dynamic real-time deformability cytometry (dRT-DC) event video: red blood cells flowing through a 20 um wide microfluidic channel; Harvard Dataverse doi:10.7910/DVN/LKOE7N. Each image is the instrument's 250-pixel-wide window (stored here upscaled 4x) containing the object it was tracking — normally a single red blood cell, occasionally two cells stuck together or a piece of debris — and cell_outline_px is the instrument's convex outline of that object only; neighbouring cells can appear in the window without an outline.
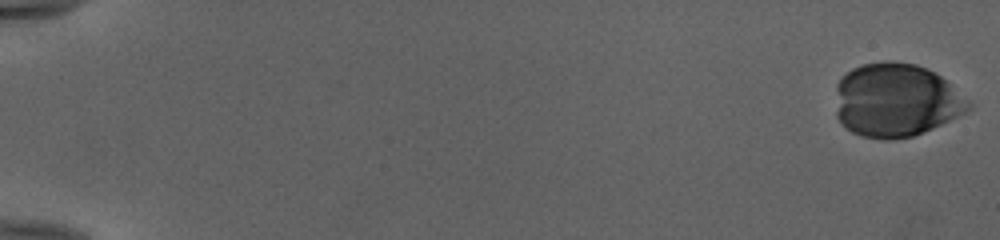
{"species": "human", "species_latin": "Homo sapiens", "temperature_condition": "cold", "stored_images_in_passage": 47, "camera_frame_rate_fps": 3000, "um_per_image_px": 0.085, "donor": {"sex": "female"}, "frame": {"image": 1, "passage_image": 1, "time_ms": 0.0, "image_size_px": [1000, 240], "cell_outline_px": [[972, 108], [924, 132], [912, 136], [888, 140], [884, 140], [860, 136], [852, 132], [836, 116], [836, 84], [852, 68], [864, 64], [884, 60], [888, 60], [916, 64], [928, 68], [936, 72], [968, 100], [972, 104]], "centroid_in_image_um": [76.14, 8.51], "position_along_channel_um": 8.9, "area_um2": 56.88}}
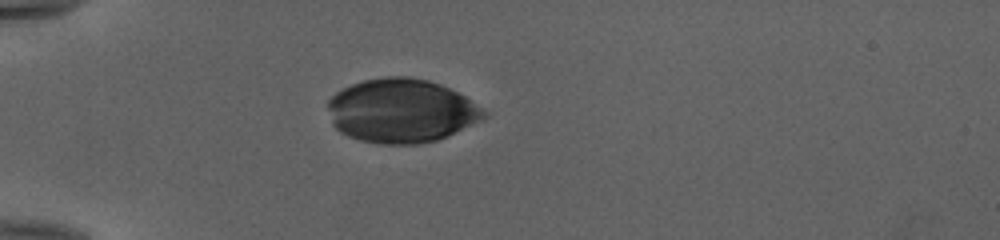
{"frame": {"image": 2, "passage_image": 17, "time_ms": 5.333, "image_size_px": [1000, 240], "cell_outline_px": [[488, 116], [448, 136], [436, 140], [416, 144], [380, 144], [360, 140], [348, 136], [340, 132], [332, 124], [328, 108], [328, 100], [336, 92], [352, 84], [364, 80], [388, 76], [408, 76], [428, 80], [440, 84], [464, 96], [488, 112]], "centroid_in_image_um": [34.1, 9.42], "position_along_channel_um": 50.9, "area_um2": 57.97}}
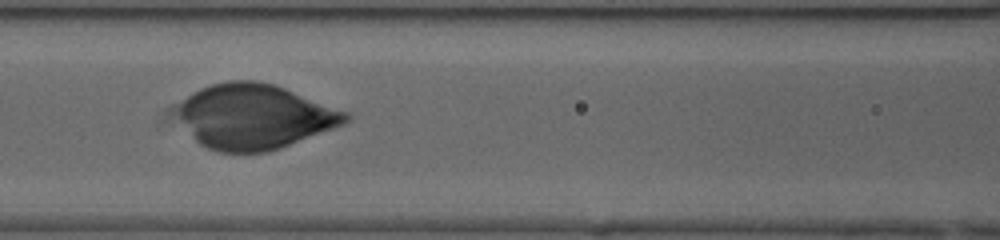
{"frame": {"image": 3, "passage_image": 26, "time_ms": 8.333, "image_size_px": [1000, 240], "cell_outline_px": [[352, 120], [344, 124], [280, 148], [268, 152], [216, 152], [200, 144], [192, 136], [180, 112], [180, 104], [192, 92], [200, 88], [212, 84], [228, 80], [256, 80], [276, 84], [348, 112], [352, 116]], "centroid_in_image_um": [21.72, 9.89], "position_along_channel_um": 144.9, "area_um2": 63.06}}